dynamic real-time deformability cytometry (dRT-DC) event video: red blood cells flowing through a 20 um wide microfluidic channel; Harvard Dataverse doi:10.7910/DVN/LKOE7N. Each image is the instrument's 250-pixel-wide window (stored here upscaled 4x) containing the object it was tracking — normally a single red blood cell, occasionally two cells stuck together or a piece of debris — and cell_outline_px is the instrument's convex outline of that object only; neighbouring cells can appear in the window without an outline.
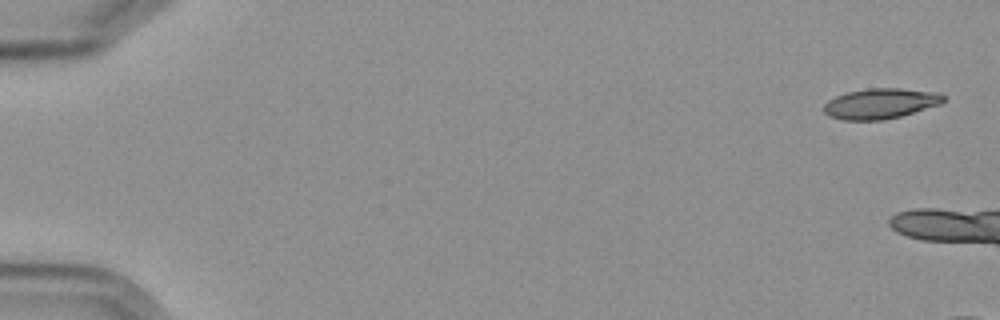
{"species": "Egyptian fruit bat (a non-hibernating species)", "species_latin": "Rousettus aegyptiacus", "temperature_condition": "cold", "stored_images_in_passage": 5, "camera_frame_rate_fps": 3000, "um_per_image_px": 0.085, "frame": {"image": 1, "passage_image": 1, "time_ms": 0.0, "image_size_px": [1000, 320], "cell_outline_px": [[948, 100], [940, 104], [900, 116], [880, 120], [844, 120], [828, 116], [824, 112], [824, 104], [828, 100], [836, 96], [848, 92], [868, 88], [900, 88], [940, 92], [948, 96]], "centroid_in_image_um": [74.89, 8.79], "position_along_channel_um": 10.1, "area_um2": 21.33}}